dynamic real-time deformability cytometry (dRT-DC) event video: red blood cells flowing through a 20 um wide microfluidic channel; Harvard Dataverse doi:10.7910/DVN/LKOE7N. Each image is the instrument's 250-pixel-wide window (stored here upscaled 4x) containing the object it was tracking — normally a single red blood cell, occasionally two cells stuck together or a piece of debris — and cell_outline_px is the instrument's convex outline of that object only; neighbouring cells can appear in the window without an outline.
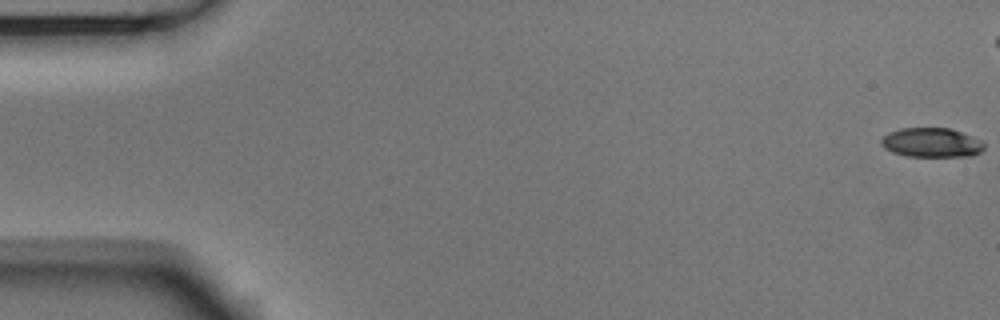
{"species": "Egyptian fruit bat (a non-hibernating species)", "species_latin": "Rousettus aegyptiacus", "temperature_condition": "room temperature", "stored_images_in_passage": 48, "camera_frame_rate_fps": 3000, "um_per_image_px": 0.085, "animal": {"sex": "male"}, "frame": {"image": 1, "passage_image": 1, "time_ms": 0.0, "image_size_px": [1000, 320], "cell_outline_px": [[984, 148], [980, 152], [972, 156], [908, 156], [892, 152], [884, 148], [880, 144], [880, 140], [888, 132], [900, 128], [952, 128], [984, 140]], "centroid_in_image_um": [79.2, 12.11], "position_along_channel_um": 5.8, "area_um2": 17.86}}
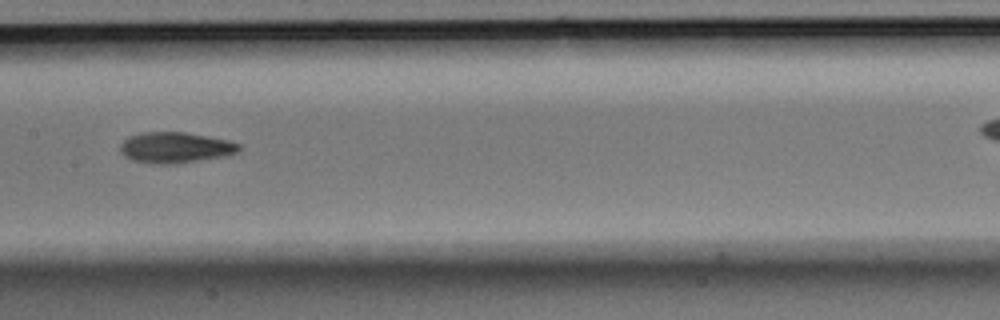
{"frame": {"image": 2, "passage_image": 28, "time_ms": 9.0, "image_size_px": [1000, 320], "cell_outline_px": [[240, 152], [228, 156], [176, 164], [152, 164], [132, 160], [124, 156], [120, 152], [120, 144], [128, 136], [140, 132], [184, 132], [228, 140], [240, 144]], "centroid_in_image_um": [14.9, 12.55], "position_along_channel_um": 192.5, "area_um2": 21.68}}
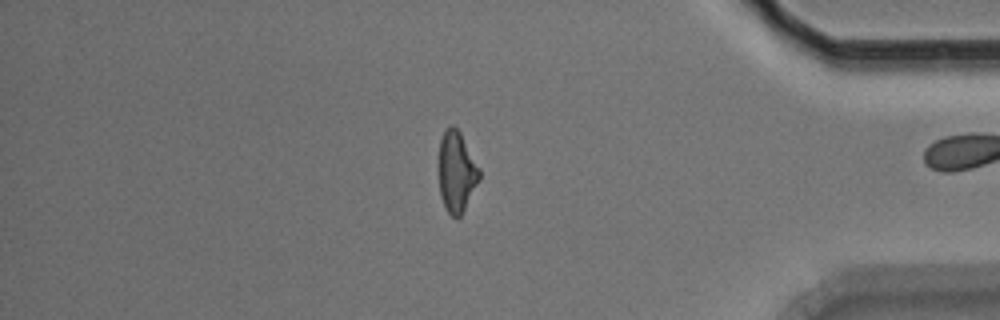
{"frame": {"image": 3, "passage_image": 47, "time_ms": 15.333, "image_size_px": [1000, 320], "cell_outline_px": [[480, 180], [460, 216], [452, 216], [444, 208], [440, 196], [440, 140], [444, 132], [452, 124], [460, 132], [480, 168]], "centroid_in_image_um": [38.83, 14.61], "position_along_channel_um": 396.4, "area_um2": 18.79}, "authors_computed_cell_mechanics": {"area_um2": 19.9121, "velocity_mm_per_s": 3.7036, "shape_relaxation_time_tau1_ms": 4.0148, "shape_relaxation_time_tau2_ms": 4.7084, "deformation_change_tau1": 0.1542, "deformation_change_tau2": 0.1408}}